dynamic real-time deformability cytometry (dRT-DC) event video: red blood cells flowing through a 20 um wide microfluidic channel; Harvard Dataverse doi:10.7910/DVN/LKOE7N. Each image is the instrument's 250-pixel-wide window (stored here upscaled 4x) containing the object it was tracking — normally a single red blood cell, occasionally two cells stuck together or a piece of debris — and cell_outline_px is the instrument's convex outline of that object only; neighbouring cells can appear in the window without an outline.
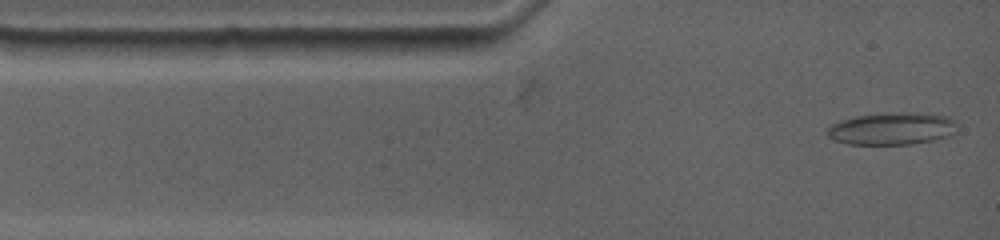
{"species": "common noctule bat (a hibernating species)", "species_latin": "Nyctalus noctula", "temperature_condition": "warm", "stored_images_in_passage": 30, "camera_frame_rate_fps": 4500, "um_per_image_px": 0.085, "animal": {"sex": "female", "body_mass_g": 19.0, "forearm_length_mm": 53.3}, "frame": {"image": 1, "passage_image": 1, "time_ms": 0.0, "image_size_px": [1000, 240], "cell_outline_px": [[960, 124], [948, 136], [932, 140], [912, 144], [848, 144], [836, 140], [828, 136], [828, 128], [832, 124], [840, 120], [856, 116], [900, 112], [924, 112], [948, 116], [956, 120]], "centroid_in_image_um": [75.88, 10.92], "position_along_channel_um": 9.1, "area_um2": 24.51}}
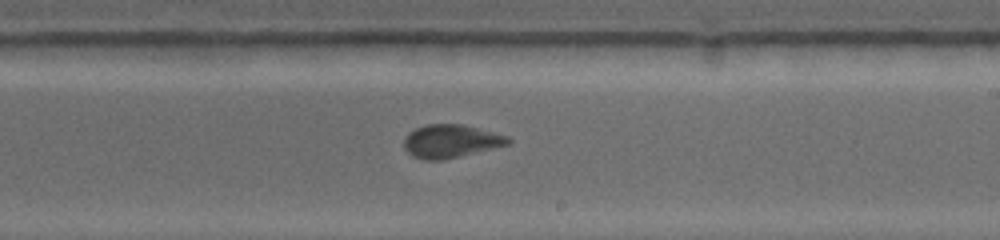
{"frame": {"image": 2, "passage_image": 14, "time_ms": 7.556, "image_size_px": [1000, 240], "cell_outline_px": [[512, 140], [508, 144], [460, 156], [440, 160], [424, 160], [412, 156], [404, 148], [404, 136], [408, 132], [416, 128], [428, 124], [464, 124], [508, 136]], "centroid_in_image_um": [38.28, 11.99], "position_along_channel_um": 250.7, "area_um2": 20.06}}
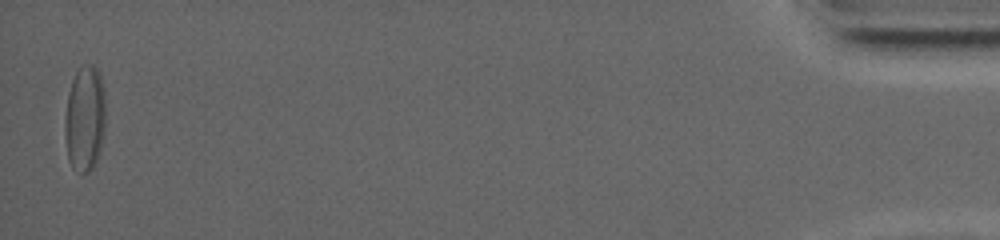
{"frame": {"image": 3, "passage_image": 29, "time_ms": 16.667, "image_size_px": [1000, 240], "cell_outline_px": [[104, 124], [96, 160], [84, 172], [68, 160], [64, 132], [64, 120], [68, 92], [72, 80], [80, 64], [92, 64], [96, 68], [100, 76], [104, 92]], "centroid_in_image_um": [7.17, 9.94], "position_along_channel_um": 428.0, "area_um2": 24.33}, "authors_computed_cell_mechanics": {"area_um2": 21.2126, "velocity_mm_per_s": 3.6561, "shape_relaxation_time_tau1_ms": 5.0379, "shape_relaxation_time_tau2_ms": 2.7672, "deformation_change_tau1": 0.1336, "deformation_change_tau2": 0.0565}}